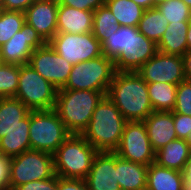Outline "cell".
<instances>
[{
  "mask_svg": "<svg viewBox=\"0 0 191 190\" xmlns=\"http://www.w3.org/2000/svg\"><path fill=\"white\" fill-rule=\"evenodd\" d=\"M189 8H191V0H182Z\"/></svg>",
  "mask_w": 191,
  "mask_h": 190,
  "instance_id": "obj_46",
  "label": "cell"
},
{
  "mask_svg": "<svg viewBox=\"0 0 191 190\" xmlns=\"http://www.w3.org/2000/svg\"><path fill=\"white\" fill-rule=\"evenodd\" d=\"M97 153L82 135L71 134L53 154L55 174L61 178L85 179Z\"/></svg>",
  "mask_w": 191,
  "mask_h": 190,
  "instance_id": "obj_4",
  "label": "cell"
},
{
  "mask_svg": "<svg viewBox=\"0 0 191 190\" xmlns=\"http://www.w3.org/2000/svg\"><path fill=\"white\" fill-rule=\"evenodd\" d=\"M187 30L188 22L169 23L157 44V50L165 54L183 56L188 50Z\"/></svg>",
  "mask_w": 191,
  "mask_h": 190,
  "instance_id": "obj_23",
  "label": "cell"
},
{
  "mask_svg": "<svg viewBox=\"0 0 191 190\" xmlns=\"http://www.w3.org/2000/svg\"><path fill=\"white\" fill-rule=\"evenodd\" d=\"M13 190H58V176L55 174L45 180L30 181L15 187Z\"/></svg>",
  "mask_w": 191,
  "mask_h": 190,
  "instance_id": "obj_34",
  "label": "cell"
},
{
  "mask_svg": "<svg viewBox=\"0 0 191 190\" xmlns=\"http://www.w3.org/2000/svg\"><path fill=\"white\" fill-rule=\"evenodd\" d=\"M31 150L29 127H16L0 139V153L14 157Z\"/></svg>",
  "mask_w": 191,
  "mask_h": 190,
  "instance_id": "obj_28",
  "label": "cell"
},
{
  "mask_svg": "<svg viewBox=\"0 0 191 190\" xmlns=\"http://www.w3.org/2000/svg\"><path fill=\"white\" fill-rule=\"evenodd\" d=\"M28 64L58 90L67 83L73 66L62 58L49 43L35 49Z\"/></svg>",
  "mask_w": 191,
  "mask_h": 190,
  "instance_id": "obj_12",
  "label": "cell"
},
{
  "mask_svg": "<svg viewBox=\"0 0 191 190\" xmlns=\"http://www.w3.org/2000/svg\"><path fill=\"white\" fill-rule=\"evenodd\" d=\"M167 0H153V8L162 4V3H165Z\"/></svg>",
  "mask_w": 191,
  "mask_h": 190,
  "instance_id": "obj_44",
  "label": "cell"
},
{
  "mask_svg": "<svg viewBox=\"0 0 191 190\" xmlns=\"http://www.w3.org/2000/svg\"><path fill=\"white\" fill-rule=\"evenodd\" d=\"M18 79L19 66L3 64L0 67V98L16 96Z\"/></svg>",
  "mask_w": 191,
  "mask_h": 190,
  "instance_id": "obj_32",
  "label": "cell"
},
{
  "mask_svg": "<svg viewBox=\"0 0 191 190\" xmlns=\"http://www.w3.org/2000/svg\"><path fill=\"white\" fill-rule=\"evenodd\" d=\"M3 64H4V63H3V59H2L1 54H0V67H1Z\"/></svg>",
  "mask_w": 191,
  "mask_h": 190,
  "instance_id": "obj_47",
  "label": "cell"
},
{
  "mask_svg": "<svg viewBox=\"0 0 191 190\" xmlns=\"http://www.w3.org/2000/svg\"><path fill=\"white\" fill-rule=\"evenodd\" d=\"M148 166L117 155V176L121 190H146Z\"/></svg>",
  "mask_w": 191,
  "mask_h": 190,
  "instance_id": "obj_21",
  "label": "cell"
},
{
  "mask_svg": "<svg viewBox=\"0 0 191 190\" xmlns=\"http://www.w3.org/2000/svg\"><path fill=\"white\" fill-rule=\"evenodd\" d=\"M58 4L67 5L76 9L95 11L103 6L105 0H55Z\"/></svg>",
  "mask_w": 191,
  "mask_h": 190,
  "instance_id": "obj_36",
  "label": "cell"
},
{
  "mask_svg": "<svg viewBox=\"0 0 191 190\" xmlns=\"http://www.w3.org/2000/svg\"><path fill=\"white\" fill-rule=\"evenodd\" d=\"M183 175H184V184H185L184 190H191V154L186 162Z\"/></svg>",
  "mask_w": 191,
  "mask_h": 190,
  "instance_id": "obj_41",
  "label": "cell"
},
{
  "mask_svg": "<svg viewBox=\"0 0 191 190\" xmlns=\"http://www.w3.org/2000/svg\"><path fill=\"white\" fill-rule=\"evenodd\" d=\"M45 44L38 32L25 23L20 31L0 46V54L4 64L21 66L28 64L34 50Z\"/></svg>",
  "mask_w": 191,
  "mask_h": 190,
  "instance_id": "obj_13",
  "label": "cell"
},
{
  "mask_svg": "<svg viewBox=\"0 0 191 190\" xmlns=\"http://www.w3.org/2000/svg\"><path fill=\"white\" fill-rule=\"evenodd\" d=\"M128 42L129 26H119L118 30L102 43L103 54L114 60L115 68L128 57Z\"/></svg>",
  "mask_w": 191,
  "mask_h": 190,
  "instance_id": "obj_26",
  "label": "cell"
},
{
  "mask_svg": "<svg viewBox=\"0 0 191 190\" xmlns=\"http://www.w3.org/2000/svg\"><path fill=\"white\" fill-rule=\"evenodd\" d=\"M183 172L159 166L156 162L148 166L146 190H184Z\"/></svg>",
  "mask_w": 191,
  "mask_h": 190,
  "instance_id": "obj_20",
  "label": "cell"
},
{
  "mask_svg": "<svg viewBox=\"0 0 191 190\" xmlns=\"http://www.w3.org/2000/svg\"><path fill=\"white\" fill-rule=\"evenodd\" d=\"M107 92L59 89L54 110L71 134L81 135Z\"/></svg>",
  "mask_w": 191,
  "mask_h": 190,
  "instance_id": "obj_3",
  "label": "cell"
},
{
  "mask_svg": "<svg viewBox=\"0 0 191 190\" xmlns=\"http://www.w3.org/2000/svg\"><path fill=\"white\" fill-rule=\"evenodd\" d=\"M118 156L131 162L149 166L155 162V151L152 149L143 121H127L120 144L114 151Z\"/></svg>",
  "mask_w": 191,
  "mask_h": 190,
  "instance_id": "obj_10",
  "label": "cell"
},
{
  "mask_svg": "<svg viewBox=\"0 0 191 190\" xmlns=\"http://www.w3.org/2000/svg\"><path fill=\"white\" fill-rule=\"evenodd\" d=\"M168 24L165 16L154 7L144 11L137 28L146 38L158 44Z\"/></svg>",
  "mask_w": 191,
  "mask_h": 190,
  "instance_id": "obj_27",
  "label": "cell"
},
{
  "mask_svg": "<svg viewBox=\"0 0 191 190\" xmlns=\"http://www.w3.org/2000/svg\"><path fill=\"white\" fill-rule=\"evenodd\" d=\"M25 23L23 12L0 9V46L8 42L16 32L20 31Z\"/></svg>",
  "mask_w": 191,
  "mask_h": 190,
  "instance_id": "obj_30",
  "label": "cell"
},
{
  "mask_svg": "<svg viewBox=\"0 0 191 190\" xmlns=\"http://www.w3.org/2000/svg\"><path fill=\"white\" fill-rule=\"evenodd\" d=\"M185 141L187 142V144L189 145V147L191 148V132L188 134V136L185 138Z\"/></svg>",
  "mask_w": 191,
  "mask_h": 190,
  "instance_id": "obj_45",
  "label": "cell"
},
{
  "mask_svg": "<svg viewBox=\"0 0 191 190\" xmlns=\"http://www.w3.org/2000/svg\"><path fill=\"white\" fill-rule=\"evenodd\" d=\"M48 43L62 58L73 65L103 55L102 44L92 32L56 33Z\"/></svg>",
  "mask_w": 191,
  "mask_h": 190,
  "instance_id": "obj_9",
  "label": "cell"
},
{
  "mask_svg": "<svg viewBox=\"0 0 191 190\" xmlns=\"http://www.w3.org/2000/svg\"><path fill=\"white\" fill-rule=\"evenodd\" d=\"M10 160L11 157L0 153V190H9Z\"/></svg>",
  "mask_w": 191,
  "mask_h": 190,
  "instance_id": "obj_37",
  "label": "cell"
},
{
  "mask_svg": "<svg viewBox=\"0 0 191 190\" xmlns=\"http://www.w3.org/2000/svg\"><path fill=\"white\" fill-rule=\"evenodd\" d=\"M174 129L179 139H185L191 132V116L173 112Z\"/></svg>",
  "mask_w": 191,
  "mask_h": 190,
  "instance_id": "obj_35",
  "label": "cell"
},
{
  "mask_svg": "<svg viewBox=\"0 0 191 190\" xmlns=\"http://www.w3.org/2000/svg\"><path fill=\"white\" fill-rule=\"evenodd\" d=\"M84 180L88 190H121L117 176V154L98 152Z\"/></svg>",
  "mask_w": 191,
  "mask_h": 190,
  "instance_id": "obj_14",
  "label": "cell"
},
{
  "mask_svg": "<svg viewBox=\"0 0 191 190\" xmlns=\"http://www.w3.org/2000/svg\"><path fill=\"white\" fill-rule=\"evenodd\" d=\"M136 72L147 83L164 82L178 85L185 80L183 57L160 51Z\"/></svg>",
  "mask_w": 191,
  "mask_h": 190,
  "instance_id": "obj_11",
  "label": "cell"
},
{
  "mask_svg": "<svg viewBox=\"0 0 191 190\" xmlns=\"http://www.w3.org/2000/svg\"><path fill=\"white\" fill-rule=\"evenodd\" d=\"M119 24L113 13L104 4L93 11V35L102 44L112 33L116 32Z\"/></svg>",
  "mask_w": 191,
  "mask_h": 190,
  "instance_id": "obj_29",
  "label": "cell"
},
{
  "mask_svg": "<svg viewBox=\"0 0 191 190\" xmlns=\"http://www.w3.org/2000/svg\"><path fill=\"white\" fill-rule=\"evenodd\" d=\"M187 49L191 50V19L188 22V30H187Z\"/></svg>",
  "mask_w": 191,
  "mask_h": 190,
  "instance_id": "obj_43",
  "label": "cell"
},
{
  "mask_svg": "<svg viewBox=\"0 0 191 190\" xmlns=\"http://www.w3.org/2000/svg\"><path fill=\"white\" fill-rule=\"evenodd\" d=\"M182 57L184 64L185 80L191 81V50H187Z\"/></svg>",
  "mask_w": 191,
  "mask_h": 190,
  "instance_id": "obj_40",
  "label": "cell"
},
{
  "mask_svg": "<svg viewBox=\"0 0 191 190\" xmlns=\"http://www.w3.org/2000/svg\"><path fill=\"white\" fill-rule=\"evenodd\" d=\"M104 4L113 13L119 26L138 27L145 11L132 0H105Z\"/></svg>",
  "mask_w": 191,
  "mask_h": 190,
  "instance_id": "obj_24",
  "label": "cell"
},
{
  "mask_svg": "<svg viewBox=\"0 0 191 190\" xmlns=\"http://www.w3.org/2000/svg\"><path fill=\"white\" fill-rule=\"evenodd\" d=\"M156 8L165 16L168 23L189 22L191 19V8L182 0H167Z\"/></svg>",
  "mask_w": 191,
  "mask_h": 190,
  "instance_id": "obj_31",
  "label": "cell"
},
{
  "mask_svg": "<svg viewBox=\"0 0 191 190\" xmlns=\"http://www.w3.org/2000/svg\"><path fill=\"white\" fill-rule=\"evenodd\" d=\"M126 122L120 110L105 95L81 135L98 152H114L120 144Z\"/></svg>",
  "mask_w": 191,
  "mask_h": 190,
  "instance_id": "obj_2",
  "label": "cell"
},
{
  "mask_svg": "<svg viewBox=\"0 0 191 190\" xmlns=\"http://www.w3.org/2000/svg\"><path fill=\"white\" fill-rule=\"evenodd\" d=\"M70 135L54 109L30 111L31 150L54 154Z\"/></svg>",
  "mask_w": 191,
  "mask_h": 190,
  "instance_id": "obj_5",
  "label": "cell"
},
{
  "mask_svg": "<svg viewBox=\"0 0 191 190\" xmlns=\"http://www.w3.org/2000/svg\"><path fill=\"white\" fill-rule=\"evenodd\" d=\"M36 0H2L1 10L23 12Z\"/></svg>",
  "mask_w": 191,
  "mask_h": 190,
  "instance_id": "obj_39",
  "label": "cell"
},
{
  "mask_svg": "<svg viewBox=\"0 0 191 190\" xmlns=\"http://www.w3.org/2000/svg\"><path fill=\"white\" fill-rule=\"evenodd\" d=\"M143 122L151 147L155 152L177 139L173 112L153 111Z\"/></svg>",
  "mask_w": 191,
  "mask_h": 190,
  "instance_id": "obj_17",
  "label": "cell"
},
{
  "mask_svg": "<svg viewBox=\"0 0 191 190\" xmlns=\"http://www.w3.org/2000/svg\"><path fill=\"white\" fill-rule=\"evenodd\" d=\"M57 91L58 89L35 71L30 64L19 66L15 98L31 111L54 109Z\"/></svg>",
  "mask_w": 191,
  "mask_h": 190,
  "instance_id": "obj_7",
  "label": "cell"
},
{
  "mask_svg": "<svg viewBox=\"0 0 191 190\" xmlns=\"http://www.w3.org/2000/svg\"><path fill=\"white\" fill-rule=\"evenodd\" d=\"M191 154V148L185 139H175L155 153V162L162 167L183 172Z\"/></svg>",
  "mask_w": 191,
  "mask_h": 190,
  "instance_id": "obj_22",
  "label": "cell"
},
{
  "mask_svg": "<svg viewBox=\"0 0 191 190\" xmlns=\"http://www.w3.org/2000/svg\"><path fill=\"white\" fill-rule=\"evenodd\" d=\"M93 31V11L58 4L57 33H89Z\"/></svg>",
  "mask_w": 191,
  "mask_h": 190,
  "instance_id": "obj_18",
  "label": "cell"
},
{
  "mask_svg": "<svg viewBox=\"0 0 191 190\" xmlns=\"http://www.w3.org/2000/svg\"><path fill=\"white\" fill-rule=\"evenodd\" d=\"M172 112L191 116V81L184 80L178 84Z\"/></svg>",
  "mask_w": 191,
  "mask_h": 190,
  "instance_id": "obj_33",
  "label": "cell"
},
{
  "mask_svg": "<svg viewBox=\"0 0 191 190\" xmlns=\"http://www.w3.org/2000/svg\"><path fill=\"white\" fill-rule=\"evenodd\" d=\"M106 96L127 121H144L154 111L147 82L136 71H116Z\"/></svg>",
  "mask_w": 191,
  "mask_h": 190,
  "instance_id": "obj_1",
  "label": "cell"
},
{
  "mask_svg": "<svg viewBox=\"0 0 191 190\" xmlns=\"http://www.w3.org/2000/svg\"><path fill=\"white\" fill-rule=\"evenodd\" d=\"M115 72L114 60L103 54L74 64L67 83L61 89L107 92Z\"/></svg>",
  "mask_w": 191,
  "mask_h": 190,
  "instance_id": "obj_6",
  "label": "cell"
},
{
  "mask_svg": "<svg viewBox=\"0 0 191 190\" xmlns=\"http://www.w3.org/2000/svg\"><path fill=\"white\" fill-rule=\"evenodd\" d=\"M30 111L15 97L0 98V139L16 127H29Z\"/></svg>",
  "mask_w": 191,
  "mask_h": 190,
  "instance_id": "obj_19",
  "label": "cell"
},
{
  "mask_svg": "<svg viewBox=\"0 0 191 190\" xmlns=\"http://www.w3.org/2000/svg\"><path fill=\"white\" fill-rule=\"evenodd\" d=\"M58 3L55 0H36L25 11V22L31 25L48 43L57 33Z\"/></svg>",
  "mask_w": 191,
  "mask_h": 190,
  "instance_id": "obj_15",
  "label": "cell"
},
{
  "mask_svg": "<svg viewBox=\"0 0 191 190\" xmlns=\"http://www.w3.org/2000/svg\"><path fill=\"white\" fill-rule=\"evenodd\" d=\"M58 190H88L84 179L61 178L58 176Z\"/></svg>",
  "mask_w": 191,
  "mask_h": 190,
  "instance_id": "obj_38",
  "label": "cell"
},
{
  "mask_svg": "<svg viewBox=\"0 0 191 190\" xmlns=\"http://www.w3.org/2000/svg\"><path fill=\"white\" fill-rule=\"evenodd\" d=\"M143 9L147 10L153 8V0H132Z\"/></svg>",
  "mask_w": 191,
  "mask_h": 190,
  "instance_id": "obj_42",
  "label": "cell"
},
{
  "mask_svg": "<svg viewBox=\"0 0 191 190\" xmlns=\"http://www.w3.org/2000/svg\"><path fill=\"white\" fill-rule=\"evenodd\" d=\"M177 87L178 85L164 82L147 83L153 110L172 112L176 103Z\"/></svg>",
  "mask_w": 191,
  "mask_h": 190,
  "instance_id": "obj_25",
  "label": "cell"
},
{
  "mask_svg": "<svg viewBox=\"0 0 191 190\" xmlns=\"http://www.w3.org/2000/svg\"><path fill=\"white\" fill-rule=\"evenodd\" d=\"M54 175L53 154L28 150L11 157L9 190L30 181L45 180Z\"/></svg>",
  "mask_w": 191,
  "mask_h": 190,
  "instance_id": "obj_8",
  "label": "cell"
},
{
  "mask_svg": "<svg viewBox=\"0 0 191 190\" xmlns=\"http://www.w3.org/2000/svg\"><path fill=\"white\" fill-rule=\"evenodd\" d=\"M157 51L156 43L140 33L137 27H129L128 57L116 68V71H137Z\"/></svg>",
  "mask_w": 191,
  "mask_h": 190,
  "instance_id": "obj_16",
  "label": "cell"
}]
</instances>
